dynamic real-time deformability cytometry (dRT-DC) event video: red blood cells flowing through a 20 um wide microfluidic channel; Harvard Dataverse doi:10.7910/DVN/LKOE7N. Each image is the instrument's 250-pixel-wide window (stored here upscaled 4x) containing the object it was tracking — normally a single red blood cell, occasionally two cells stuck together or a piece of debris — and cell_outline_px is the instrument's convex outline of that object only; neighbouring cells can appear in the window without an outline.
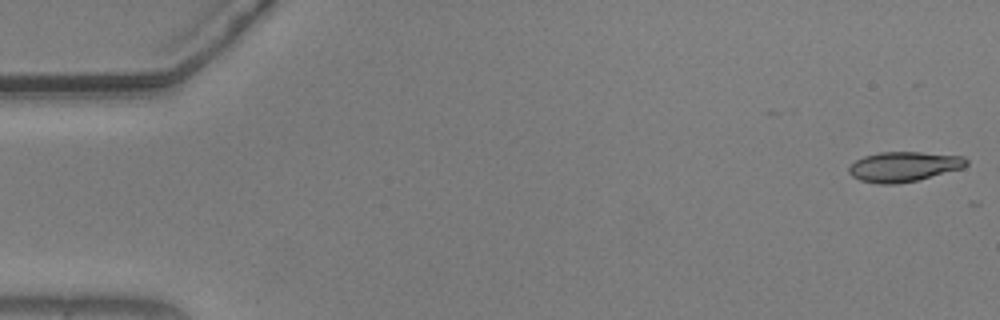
{"species": "common noctule bat (a hibernating species)", "species_latin": "Nyctalus noctula", "temperature_condition": "warm", "stored_images_in_passage": 12, "camera_frame_rate_fps": 3000, "um_per_image_px": 0.085, "animal": {"sex": "male", "body_mass_g": 20.5, "forearm_length_mm": 52.5}, "frame": {"image": 1, "passage_image": 1, "time_ms": 0.0, "image_size_px": [1000, 320], "cell_outline_px": [[968, 164], [964, 168], [916, 180], [896, 184], [880, 184], [860, 180], [852, 176], [848, 172], [848, 168], [856, 160], [864, 156], [880, 152], [920, 152], [964, 156], [968, 160]], "centroid_in_image_um": [76.84, 14.16], "position_along_channel_um": 8.2, "area_um2": 20.46}}